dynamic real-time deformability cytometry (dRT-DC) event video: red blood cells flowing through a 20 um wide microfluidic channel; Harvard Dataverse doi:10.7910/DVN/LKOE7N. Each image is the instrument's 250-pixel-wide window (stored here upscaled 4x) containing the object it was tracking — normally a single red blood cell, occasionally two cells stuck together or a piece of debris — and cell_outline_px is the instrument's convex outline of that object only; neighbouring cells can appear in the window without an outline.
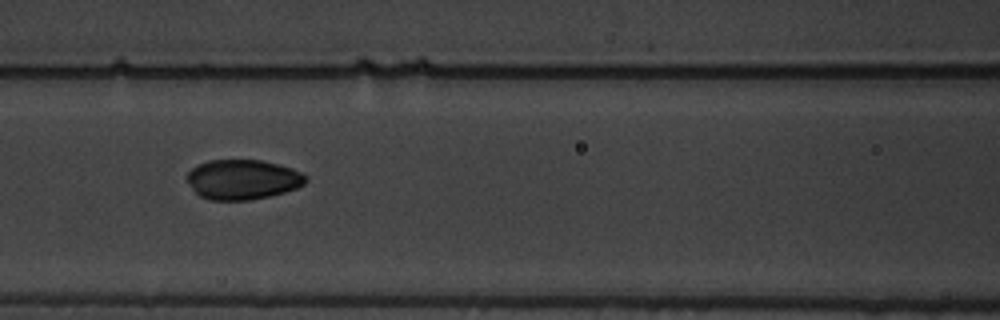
{"species": "common noctule bat (a hibernating species)", "species_latin": "Nyctalus noctula", "temperature_condition": "warm", "stored_images_in_passage": 5, "camera_frame_rate_fps": 3000, "um_per_image_px": 0.085, "animal": {"sex": "male", "body_mass_g": 19.5, "forearm_length_mm": 54.6}, "frame": {"image": 1, "passage_image": 5, "time_ms": 4.667, "image_size_px": [1000, 320], "cell_outline_px": [[308, 180], [304, 184], [296, 188], [284, 192], [268, 196], [248, 200], [208, 200], [200, 196], [192, 188], [184, 176], [192, 168], [208, 160], [260, 160], [292, 168], [308, 176]], "centroid_in_image_um": [20.61, 15.26], "position_along_channel_um": 146.0, "area_um2": 27.57}}